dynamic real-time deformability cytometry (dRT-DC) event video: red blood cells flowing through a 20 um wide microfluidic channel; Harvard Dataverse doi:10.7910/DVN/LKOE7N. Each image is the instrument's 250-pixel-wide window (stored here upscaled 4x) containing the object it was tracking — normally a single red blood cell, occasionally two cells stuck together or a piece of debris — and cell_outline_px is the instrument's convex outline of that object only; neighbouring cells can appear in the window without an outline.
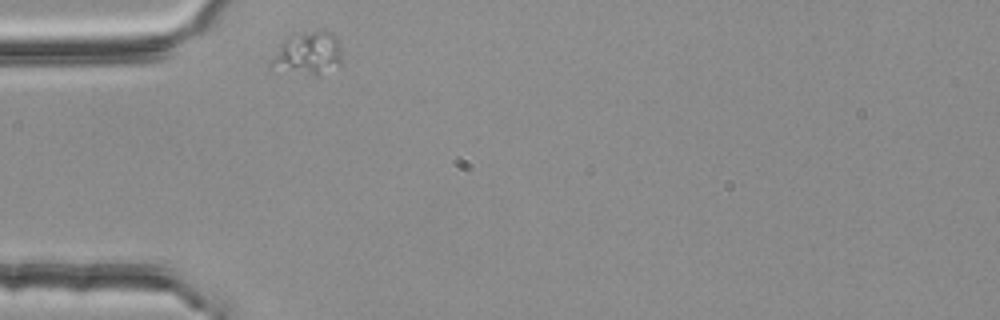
{"species": "common noctule bat (a hibernating species)", "species_latin": "Nyctalus noctula", "temperature_condition": "room temperature", "stored_images_in_passage": 1, "camera_frame_rate_fps": 3000, "um_per_image_px": 0.085, "animal": {"sex": "female", "body_mass_g": 25.1}, "frame": {"image": 1, "passage_image": 1, "time_ms": 0.0, "image_size_px": [1000, 320], "cell_outline_px": [[340, 64], [320, 76], [316, 76], [268, 68], [268, 64], [280, 44], [288, 36], [304, 32], [332, 32], [336, 36], [340, 44]], "centroid_in_image_um": [26.14, 4.57], "position_along_channel_um": 58.9, "area_um2": 17.74}}